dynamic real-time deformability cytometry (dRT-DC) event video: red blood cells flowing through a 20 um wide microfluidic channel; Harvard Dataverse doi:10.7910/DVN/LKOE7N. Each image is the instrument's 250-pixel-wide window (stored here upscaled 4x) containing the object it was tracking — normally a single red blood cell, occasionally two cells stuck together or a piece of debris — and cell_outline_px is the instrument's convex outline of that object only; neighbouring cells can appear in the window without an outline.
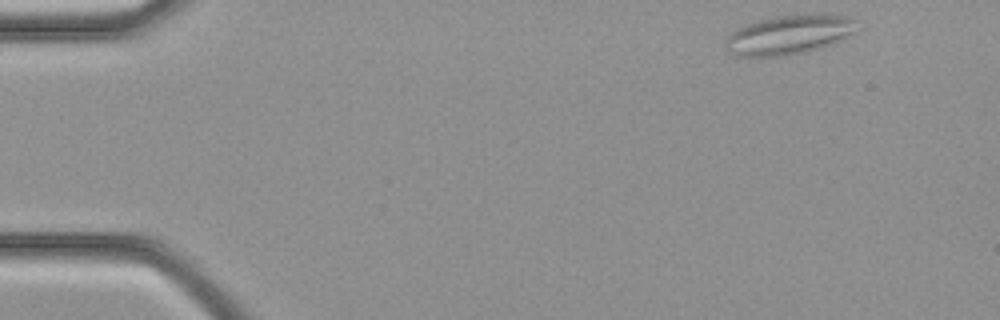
{"species": "common noctule bat (a hibernating species)", "species_latin": "Nyctalus noctula", "temperature_condition": "cold", "stored_images_in_passage": 34, "camera_frame_rate_fps": 3000, "um_per_image_px": 0.085, "animal": {"sex": "female", "body_mass_g": 21.9}, "frame": {"image": 1, "passage_image": 1, "time_ms": 0.0, "image_size_px": [1000, 320], "cell_outline_px": [[860, 20], [852, 32], [836, 40], [816, 48], [804, 52], [784, 56], [736, 56], [728, 52], [724, 44], [724, 40], [736, 28], [760, 20], [780, 16], [848, 16]], "centroid_in_image_um": [66.95, 2.98], "position_along_channel_um": 18.0, "area_um2": 28.96}}
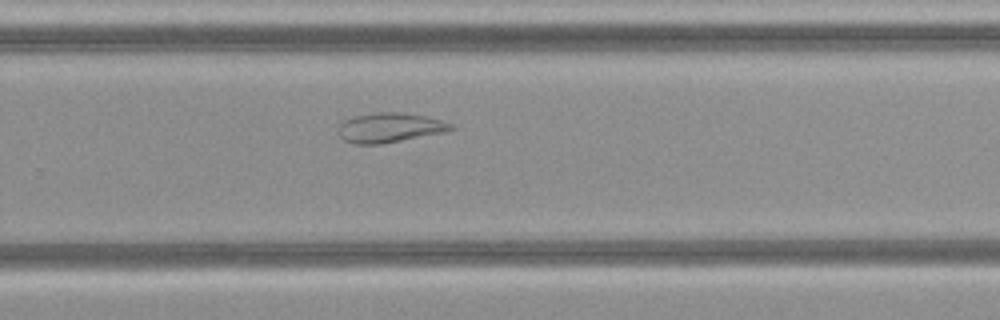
{"frame": {"image": 2, "passage_image": 22, "time_ms": 7.0, "image_size_px": [1000, 320], "cell_outline_px": [[452, 128], [444, 132], [380, 144], [352, 144], [344, 140], [340, 136], [340, 124], [344, 120], [356, 116], [376, 112], [404, 112], [424, 116], [440, 120], [452, 124]], "centroid_in_image_um": [33.09, 10.85], "position_along_channel_um": 296.7, "area_um2": 19.07}}
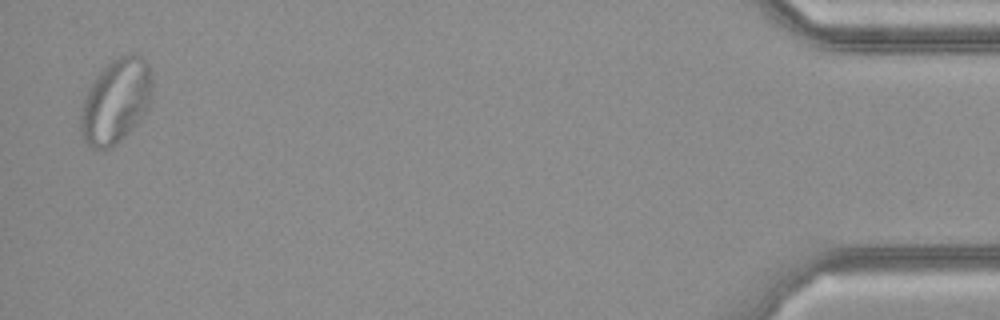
{"frame": {"image": 3, "passage_image": 34, "time_ms": 11.0, "image_size_px": [1000, 320], "cell_outline_px": [[152, 92], [148, 108], [124, 136], [116, 144], [108, 148], [92, 148], [84, 140], [80, 132], [80, 112], [84, 100], [92, 84], [100, 72], [116, 56], [136, 52], [148, 64], [152, 84]], "centroid_in_image_um": [9.85, 8.57], "position_along_channel_um": 425.4, "area_um2": 34.68}}